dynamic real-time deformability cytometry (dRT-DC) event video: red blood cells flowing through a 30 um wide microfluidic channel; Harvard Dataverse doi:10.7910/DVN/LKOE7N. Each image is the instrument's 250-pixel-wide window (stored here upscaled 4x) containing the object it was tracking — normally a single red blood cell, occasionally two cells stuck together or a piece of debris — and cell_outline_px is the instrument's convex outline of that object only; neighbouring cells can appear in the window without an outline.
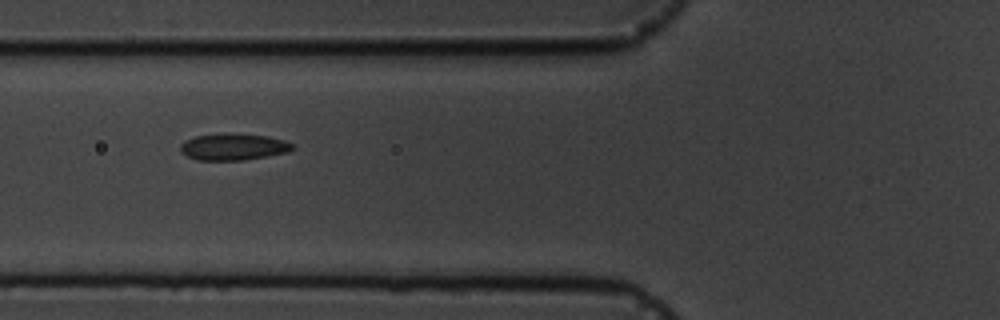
{"species": "common noctule bat (a hibernating species)", "species_latin": "Nyctalus noctula", "temperature_condition": "cold", "stored_images_in_passage": 12, "camera_frame_rate_fps": 3000, "um_per_image_px": 0.085, "animal": {"sex": "male", "body_mass_g": 19.5, "forearm_length_mm": 54.6}, "frame": {"image": 1, "passage_image": 3, "time_ms": 2.333, "image_size_px": [1000, 320], "cell_outline_px": [[296, 148], [288, 152], [244, 160], [196, 160], [184, 156], [180, 152], [180, 144], [184, 140], [196, 136], [228, 132], [268, 136], [284, 140], [292, 144]], "centroid_in_image_um": [19.8, 12.47], "position_along_channel_um": 106.0, "area_um2": 17.74}}
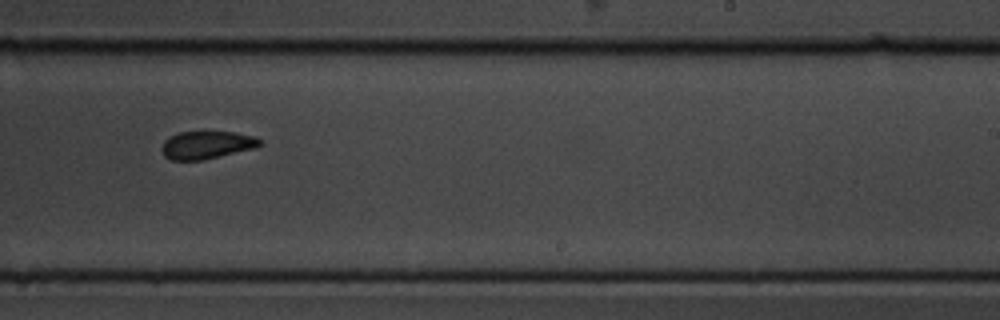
{"frame": {"image": 2, "passage_image": 7, "time_ms": 7.0, "image_size_px": [1000, 320], "cell_outline_px": [[264, 144], [256, 148], [204, 160], [172, 160], [164, 156], [160, 148], [164, 140], [168, 136], [180, 132], [236, 132], [252, 136], [264, 140]], "centroid_in_image_um": [17.59, 12.32], "position_along_channel_um": 271.4, "area_um2": 16.18}}
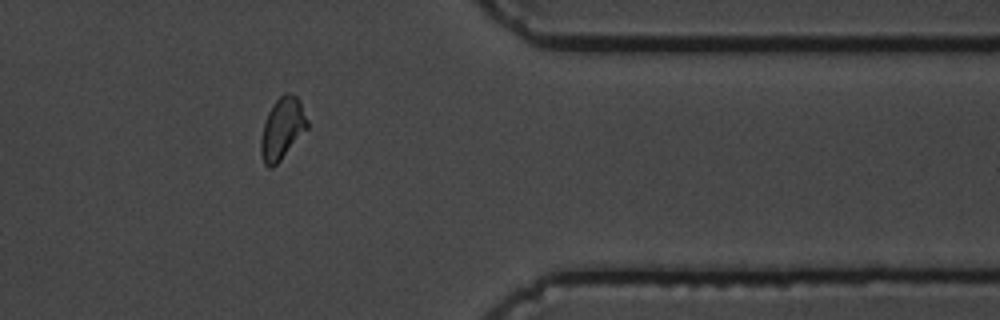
{"frame": {"image": 3, "passage_image": 10, "time_ms": 10.667, "image_size_px": [1000, 320], "cell_outline_px": [[308, 128], [280, 160], [272, 168], [268, 168], [264, 164], [260, 152], [260, 140], [264, 124], [268, 112], [272, 104], [284, 92], [288, 92], [296, 96], [300, 100], [308, 120]], "centroid_in_image_um": [23.99, 10.91], "position_along_channel_um": 387.4, "area_um2": 16.7}}